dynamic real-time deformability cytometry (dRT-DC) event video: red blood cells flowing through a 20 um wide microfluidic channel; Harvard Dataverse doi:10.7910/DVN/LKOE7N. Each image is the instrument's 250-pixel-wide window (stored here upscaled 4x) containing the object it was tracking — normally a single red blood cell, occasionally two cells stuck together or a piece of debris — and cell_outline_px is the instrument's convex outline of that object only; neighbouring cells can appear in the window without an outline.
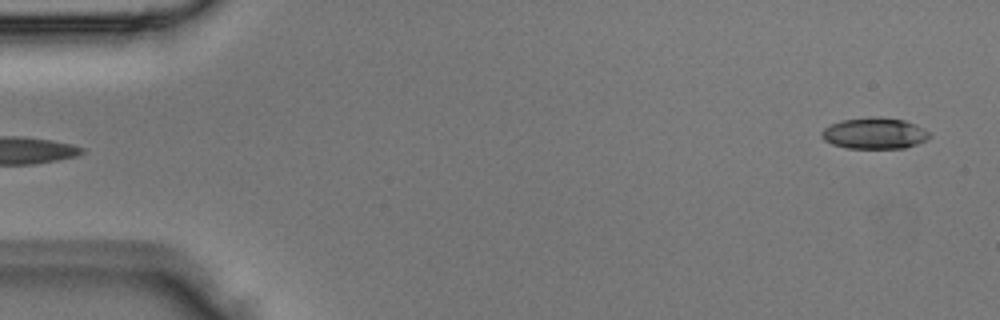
{"species": "Egyptian fruit bat (a non-hibernating species)", "species_latin": "Rousettus aegyptiacus", "temperature_condition": "room temperature", "stored_images_in_passage": 3, "camera_frame_rate_fps": 3000, "um_per_image_px": 0.085, "animal": {"sex": "male"}, "frame": {"image": 1, "passage_image": 3, "time_ms": 0.667, "image_size_px": [1000, 320], "cell_outline_px": [[932, 136], [916, 144], [904, 148], [848, 148], [832, 144], [824, 140], [820, 136], [820, 132], [824, 128], [832, 124], [844, 120], [872, 116], [880, 116], [904, 120], [916, 124], [932, 132]], "centroid_in_image_um": [74.36, 11.32], "position_along_channel_um": 10.6, "area_um2": 19.77}}